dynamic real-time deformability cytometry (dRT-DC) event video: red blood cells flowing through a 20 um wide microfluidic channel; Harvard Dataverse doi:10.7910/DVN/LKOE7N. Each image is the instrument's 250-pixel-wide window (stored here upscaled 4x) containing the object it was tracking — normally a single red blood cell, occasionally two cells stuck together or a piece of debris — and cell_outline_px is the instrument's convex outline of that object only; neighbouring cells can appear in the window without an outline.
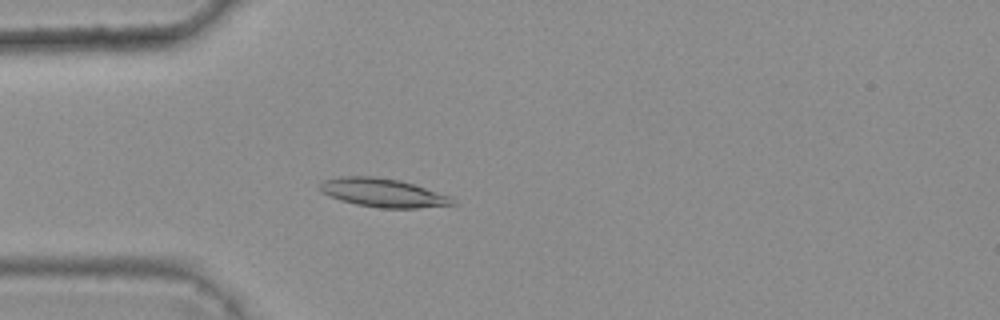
{"species": "common noctule bat (a hibernating species)", "species_latin": "Nyctalus noctula", "temperature_condition": "warm", "stored_images_in_passage": 3, "camera_frame_rate_fps": 3000, "um_per_image_px": 0.085, "animal": {"sex": "female", "body_mass_g": 25.1}, "frame": {"image": 1, "passage_image": 3, "time_ms": 0.667, "image_size_px": [1000, 320], "cell_outline_px": [[456, 204], [416, 208], [380, 208], [356, 204], [340, 200], [320, 192], [320, 184], [324, 180], [340, 176], [376, 176], [400, 180], [452, 196]], "centroid_in_image_um": [32.55, 16.38], "position_along_channel_um": 52.4, "area_um2": 22.14}}